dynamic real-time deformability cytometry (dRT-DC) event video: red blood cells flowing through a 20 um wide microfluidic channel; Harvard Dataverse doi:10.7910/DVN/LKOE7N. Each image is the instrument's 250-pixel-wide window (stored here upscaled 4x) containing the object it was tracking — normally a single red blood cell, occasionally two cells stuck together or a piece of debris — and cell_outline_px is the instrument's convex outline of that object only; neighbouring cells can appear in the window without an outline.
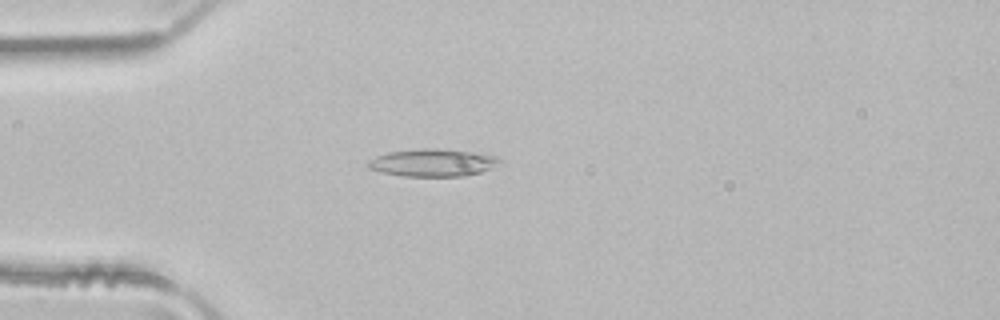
{"species": "common noctule bat (a hibernating species)", "species_latin": "Nyctalus noctula", "temperature_condition": "room temperature", "stored_images_in_passage": 3, "camera_frame_rate_fps": 3000, "um_per_image_px": 0.085, "animal": {"sex": "male", "body_mass_g": 21.5, "forearm_length_mm": 52.0}, "frame": {"image": 1, "passage_image": 3, "time_ms": 0.667, "image_size_px": [1000, 320], "cell_outline_px": [[500, 160], [488, 168], [480, 172], [464, 176], [404, 176], [384, 172], [368, 168], [364, 164], [368, 160], [376, 156], [388, 152], [420, 148], [436, 148], [472, 152], [496, 156]], "centroid_in_image_um": [36.69, 13.82], "position_along_channel_um": 48.3, "area_um2": 20.81}}